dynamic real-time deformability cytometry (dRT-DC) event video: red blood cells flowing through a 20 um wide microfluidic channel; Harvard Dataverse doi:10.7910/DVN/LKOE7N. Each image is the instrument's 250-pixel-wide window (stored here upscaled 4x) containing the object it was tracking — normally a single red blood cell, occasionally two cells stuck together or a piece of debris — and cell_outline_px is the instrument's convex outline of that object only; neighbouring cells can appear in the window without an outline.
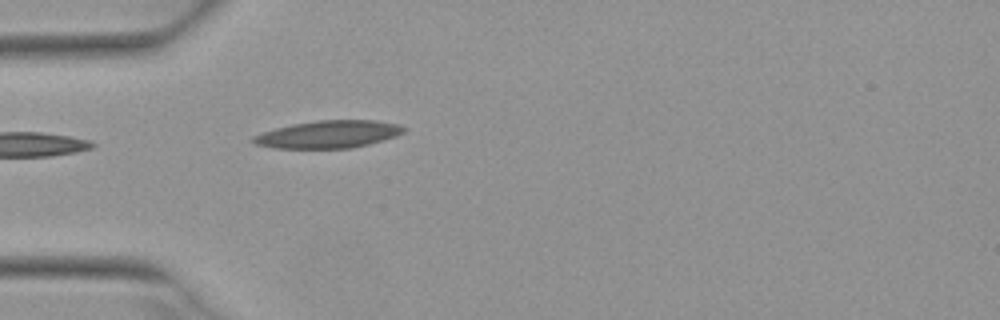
{"species": "Egyptian fruit bat (a non-hibernating species)", "species_latin": "Rousettus aegyptiacus", "temperature_condition": "warm", "stored_images_in_passage": 2, "camera_frame_rate_fps": 3000, "um_per_image_px": 0.085, "animal": {"sex": "female"}, "frame": {"image": 1, "passage_image": 2, "time_ms": 0.333, "image_size_px": [1000, 320], "cell_outline_px": [[408, 128], [404, 132], [396, 136], [368, 144], [352, 148], [272, 148], [256, 144], [252, 140], [252, 136], [276, 128], [292, 124], [316, 120], [376, 120], [400, 124]], "centroid_in_image_um": [27.95, 11.41], "position_along_channel_um": 57.0, "area_um2": 24.16}}